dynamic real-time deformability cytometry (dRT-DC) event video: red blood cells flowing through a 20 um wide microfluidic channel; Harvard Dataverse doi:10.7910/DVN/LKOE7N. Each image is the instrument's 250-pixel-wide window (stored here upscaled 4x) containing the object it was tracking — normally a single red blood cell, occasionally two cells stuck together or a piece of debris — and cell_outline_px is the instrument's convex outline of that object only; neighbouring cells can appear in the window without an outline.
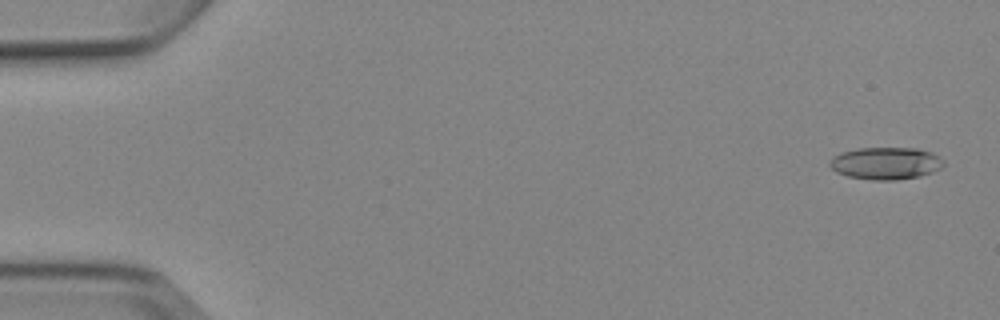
{"species": "Egyptian fruit bat (a non-hibernating species)", "species_latin": "Rousettus aegyptiacus", "temperature_condition": "cold", "stored_images_in_passage": 6, "camera_frame_rate_fps": 3000, "um_per_image_px": 0.085, "animal": {"sex": "female"}, "frame": {"image": 1, "passage_image": 1, "time_ms": 0.0, "image_size_px": [1000, 320], "cell_outline_px": [[944, 164], [940, 168], [932, 172], [920, 176], [896, 180], [872, 180], [848, 176], [836, 172], [828, 164], [832, 156], [840, 152], [860, 148], [916, 148], [932, 152], [944, 160]], "centroid_in_image_um": [75.28, 13.87], "position_along_channel_um": 9.7, "area_um2": 21.5}}
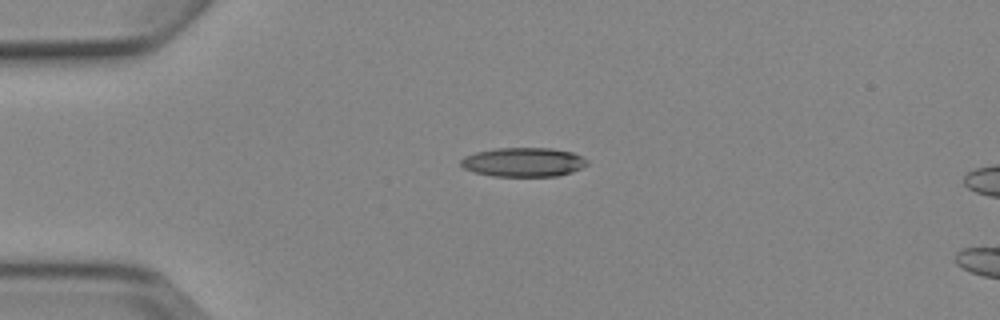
{"frame": {"image": 2, "passage_image": 4, "time_ms": 3.667, "image_size_px": [1000, 320], "cell_outline_px": [[588, 164], [572, 172], [556, 176], [492, 176], [476, 172], [464, 168], [460, 164], [460, 160], [464, 156], [476, 152], [496, 148], [552, 148], [572, 152], [588, 160]], "centroid_in_image_um": [44.49, 13.78], "position_along_channel_um": 40.5, "area_um2": 21.39}}